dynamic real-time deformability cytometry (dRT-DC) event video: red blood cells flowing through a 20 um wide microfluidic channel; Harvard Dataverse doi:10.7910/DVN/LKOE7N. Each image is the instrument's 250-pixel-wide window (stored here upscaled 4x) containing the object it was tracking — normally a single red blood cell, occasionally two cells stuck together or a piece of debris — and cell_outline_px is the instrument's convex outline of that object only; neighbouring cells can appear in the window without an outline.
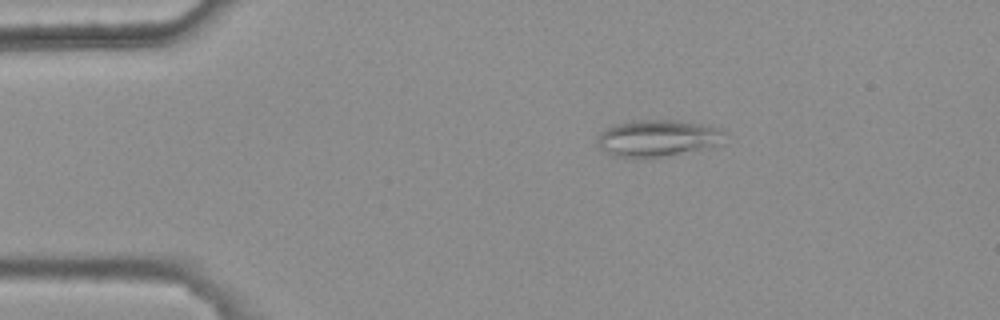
{"species": "common noctule bat (a hibernating species)", "species_latin": "Nyctalus noctula", "temperature_condition": "warm", "stored_images_in_passage": 4, "camera_frame_rate_fps": 3000, "um_per_image_px": 0.085, "animal": {"sex": "female", "body_mass_g": 25.1}, "frame": {"image": 1, "passage_image": 1, "time_ms": 0.0, "image_size_px": [1000, 320], "cell_outline_px": [[728, 132], [724, 144], [660, 156], [612, 156], [604, 152], [596, 144], [596, 136], [608, 128], [616, 124], [632, 120], [676, 120], [704, 124], [724, 128]], "centroid_in_image_um": [55.96, 11.71], "position_along_channel_um": 29.0, "area_um2": 27.28}}